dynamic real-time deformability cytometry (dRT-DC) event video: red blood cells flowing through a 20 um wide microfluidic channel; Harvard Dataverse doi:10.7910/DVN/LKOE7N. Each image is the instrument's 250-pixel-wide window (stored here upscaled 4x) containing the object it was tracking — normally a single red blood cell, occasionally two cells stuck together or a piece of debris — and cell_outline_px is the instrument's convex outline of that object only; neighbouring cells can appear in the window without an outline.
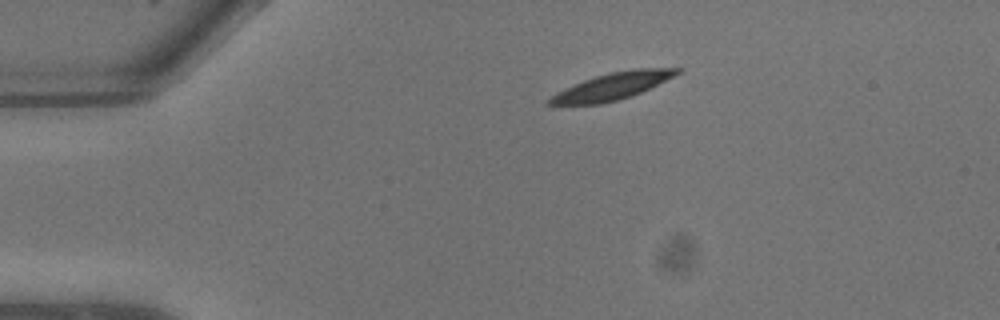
{"species": "common noctule bat (a hibernating species)", "species_latin": "Nyctalus noctula", "temperature_condition": "warm", "stored_images_in_passage": 5, "camera_frame_rate_fps": 3000, "um_per_image_px": 0.085, "animal": {"sex": "male", "body_mass_g": 13.3}, "frame": {"image": 1, "passage_image": 1, "time_ms": 0.0, "image_size_px": [1000, 320], "cell_outline_px": [[684, 68], [680, 72], [632, 96], [600, 104], [552, 108], [548, 104], [548, 100], [556, 92], [584, 80], [608, 72], [632, 68]], "centroid_in_image_um": [51.9, 7.37], "position_along_channel_um": 33.1, "area_um2": 20.29}}
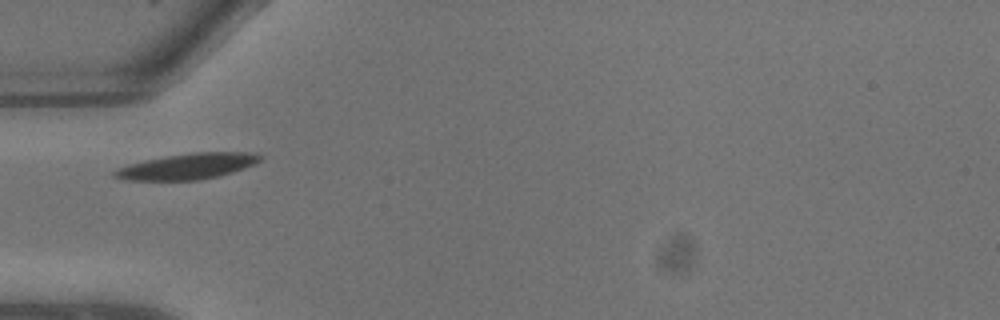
{"frame": {"image": 2, "passage_image": 4, "time_ms": 1.0, "image_size_px": [1000, 320], "cell_outline_px": [[264, 156], [260, 160], [244, 168], [232, 172], [200, 180], [124, 180], [112, 176], [112, 172], [116, 168], [128, 164], [144, 160], [192, 152], [256, 152]], "centroid_in_image_um": [15.91, 14.13], "position_along_channel_um": 69.1, "area_um2": 21.91}}